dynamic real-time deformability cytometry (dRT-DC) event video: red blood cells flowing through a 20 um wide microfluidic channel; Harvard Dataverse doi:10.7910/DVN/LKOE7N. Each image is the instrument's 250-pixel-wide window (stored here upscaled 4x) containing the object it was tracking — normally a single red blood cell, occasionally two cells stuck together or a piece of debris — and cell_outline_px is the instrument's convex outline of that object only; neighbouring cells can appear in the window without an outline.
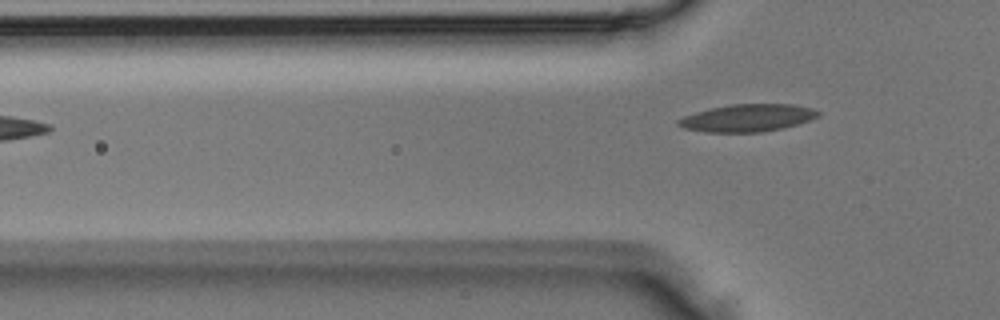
{"species": "Egyptian fruit bat (a non-hibernating species)", "species_latin": "Rousettus aegyptiacus", "temperature_condition": "room temperature", "stored_images_in_passage": 4, "camera_frame_rate_fps": 3000, "um_per_image_px": 0.085, "animal": {"sex": "male"}, "frame": {"image": 1, "passage_image": 4, "time_ms": 1.0, "image_size_px": [1000, 320], "cell_outline_px": [[820, 116], [784, 128], [760, 132], [704, 132], [684, 128], [676, 124], [676, 120], [684, 116], [696, 112], [712, 108], [732, 104], [792, 104], [812, 108], [820, 112]], "centroid_in_image_um": [63.53, 10.02], "position_along_channel_um": 62.3, "area_um2": 22.25}}